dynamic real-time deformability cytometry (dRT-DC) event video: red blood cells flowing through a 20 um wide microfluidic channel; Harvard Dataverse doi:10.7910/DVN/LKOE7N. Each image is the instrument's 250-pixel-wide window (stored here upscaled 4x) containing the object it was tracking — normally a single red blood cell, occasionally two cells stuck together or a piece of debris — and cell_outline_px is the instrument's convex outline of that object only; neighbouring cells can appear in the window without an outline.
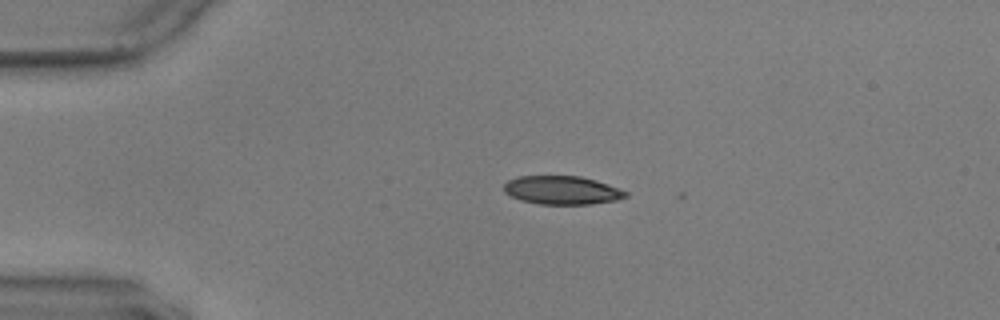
{"species": "common noctule bat (a hibernating species)", "species_latin": "Nyctalus noctula", "temperature_condition": "warm", "stored_images_in_passage": 34, "camera_frame_rate_fps": 3000, "um_per_image_px": 0.085, "animal": {"sex": "male", "body_mass_g": 17.9, "forearm_length_mm": 54.2}, "frame": {"image": 1, "passage_image": 1, "time_ms": 0.0, "image_size_px": [1000, 320], "cell_outline_px": [[628, 196], [616, 200], [592, 204], [540, 204], [520, 200], [504, 192], [504, 184], [508, 180], [520, 176], [580, 176], [596, 180], [628, 192]], "centroid_in_image_um": [47.77, 16.17], "position_along_channel_um": 37.2, "area_um2": 20.11}}
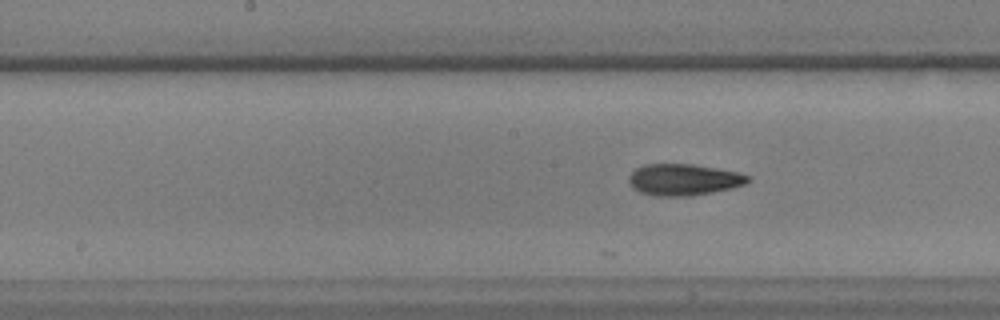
{"frame": {"image": 2, "passage_image": 17, "time_ms": 5.333, "image_size_px": [1000, 320], "cell_outline_px": [[752, 180], [744, 184], [732, 188], [712, 192], [688, 196], [656, 196], [640, 192], [632, 188], [628, 184], [628, 176], [636, 168], [644, 164], [692, 164], [716, 168], [736, 172], [752, 176]], "centroid_in_image_um": [58.09, 15.27], "position_along_channel_um": 190.1, "area_um2": 21.96}}
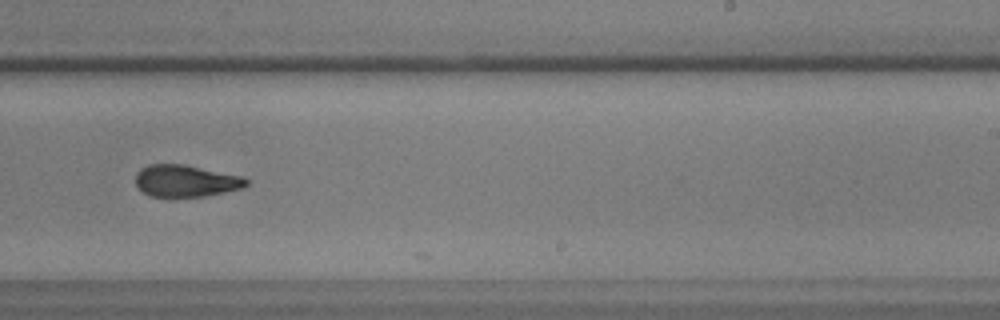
{"frame": {"image": 3, "passage_image": 24, "time_ms": 7.667, "image_size_px": [1000, 320], "cell_outline_px": [[248, 184], [244, 188], [204, 196], [148, 196], [136, 184], [136, 172], [140, 168], [148, 164], [184, 164], [240, 176], [248, 180]], "centroid_in_image_um": [15.77, 15.36], "position_along_channel_um": 273.2, "area_um2": 20.4}}